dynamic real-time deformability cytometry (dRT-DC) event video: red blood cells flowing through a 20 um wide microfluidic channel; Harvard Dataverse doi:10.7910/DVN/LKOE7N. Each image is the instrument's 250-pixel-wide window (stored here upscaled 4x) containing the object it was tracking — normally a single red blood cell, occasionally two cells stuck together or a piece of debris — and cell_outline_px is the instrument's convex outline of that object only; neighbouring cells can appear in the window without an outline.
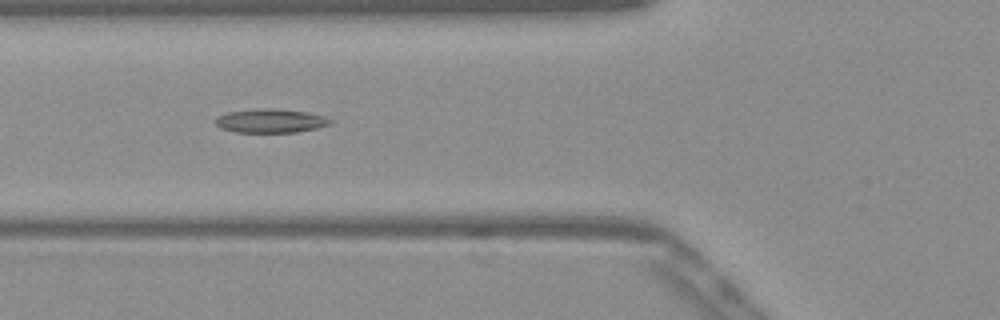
{"species": "Egyptian fruit bat (a non-hibernating species)", "species_latin": "Rousettus aegyptiacus", "temperature_condition": "warm", "stored_images_in_passage": 39, "camera_frame_rate_fps": 3000, "um_per_image_px": 0.085, "frame": {"image": 1, "passage_image": 6, "time_ms": 1.667, "image_size_px": [1000, 320], "cell_outline_px": [[332, 124], [316, 128], [296, 132], [236, 132], [220, 128], [216, 124], [216, 116], [228, 112], [260, 108], [272, 108], [308, 112], [324, 116], [332, 120]], "centroid_in_image_um": [23.01, 10.26], "position_along_channel_um": 102.8, "area_um2": 15.95}}
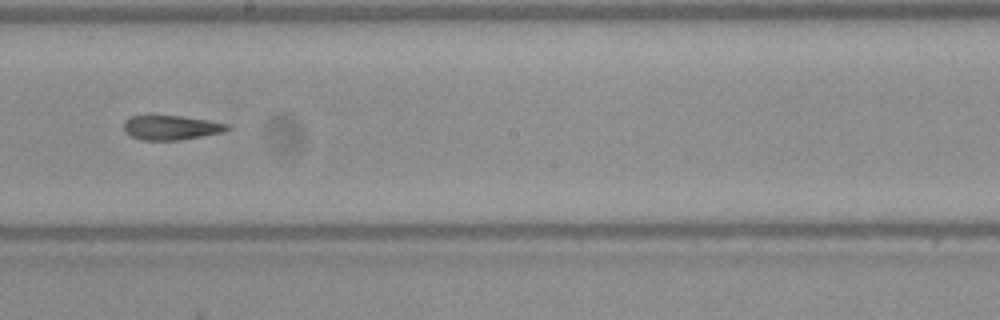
{"frame": {"image": 2, "passage_image": 16, "time_ms": 5.0, "image_size_px": [1000, 320], "cell_outline_px": [[232, 128], [224, 132], [180, 140], [144, 140], [128, 136], [124, 132], [124, 120], [132, 116], [180, 116], [208, 120], [228, 124]], "centroid_in_image_um": [14.54, 10.85], "position_along_channel_um": 233.7, "area_um2": 14.8}}
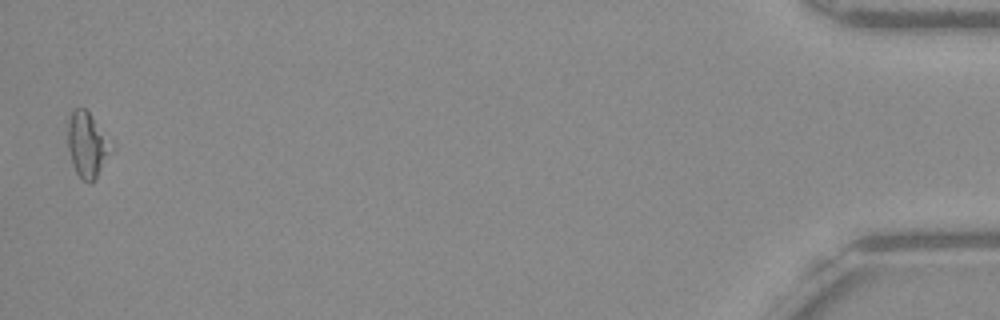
{"frame": {"image": 3, "passage_image": 38, "time_ms": 12.333, "image_size_px": [1000, 320], "cell_outline_px": [[108, 152], [96, 180], [92, 184], [88, 184], [76, 172], [72, 164], [68, 148], [68, 120], [72, 112], [76, 108], [84, 108], [88, 112], [108, 148]], "centroid_in_image_um": [7.28, 12.38], "position_along_channel_um": 427.9, "area_um2": 15.03}, "authors_computed_cell_mechanics": {"area_um2": 15.7216, "velocity_mm_per_s": 3.9115, "shape_relaxation_time_tau1_ms": null, "shape_relaxation_time_tau2_ms": 2.4394, "deformation_change_tau1": null, "deformation_change_tau2": 0.1184}}